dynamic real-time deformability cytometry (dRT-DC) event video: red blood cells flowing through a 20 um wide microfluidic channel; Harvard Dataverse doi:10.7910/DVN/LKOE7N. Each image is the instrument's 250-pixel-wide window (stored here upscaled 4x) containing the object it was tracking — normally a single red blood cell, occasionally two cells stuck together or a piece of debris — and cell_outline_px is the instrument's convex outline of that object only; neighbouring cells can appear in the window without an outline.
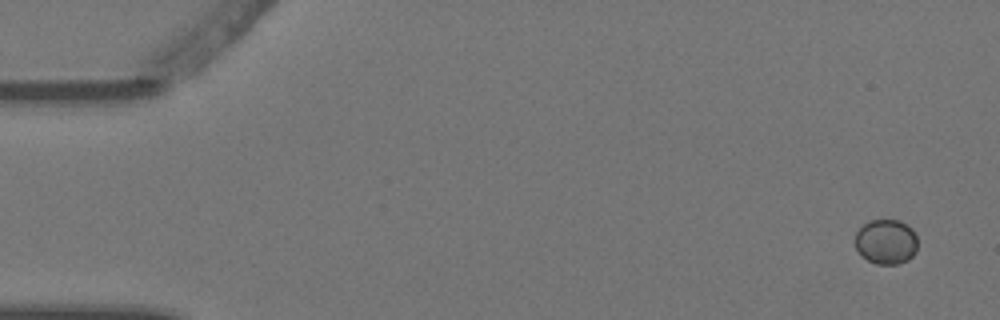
{"species": "Egyptian fruit bat (a non-hibernating species)", "species_latin": "Rousettus aegyptiacus", "temperature_condition": "warm", "stored_images_in_passage": 5, "camera_frame_rate_fps": 3000, "um_per_image_px": 0.085, "animal": {"sex": "female"}, "frame": {"image": 1, "passage_image": 1, "time_ms": 0.0, "image_size_px": [1000, 320], "cell_outline_px": [[916, 252], [908, 260], [896, 264], [876, 264], [860, 256], [856, 248], [856, 232], [864, 224], [872, 220], [900, 220], [912, 228], [916, 236]], "centroid_in_image_um": [75.32, 20.55], "position_along_channel_um": 9.7, "area_um2": 16.36}}
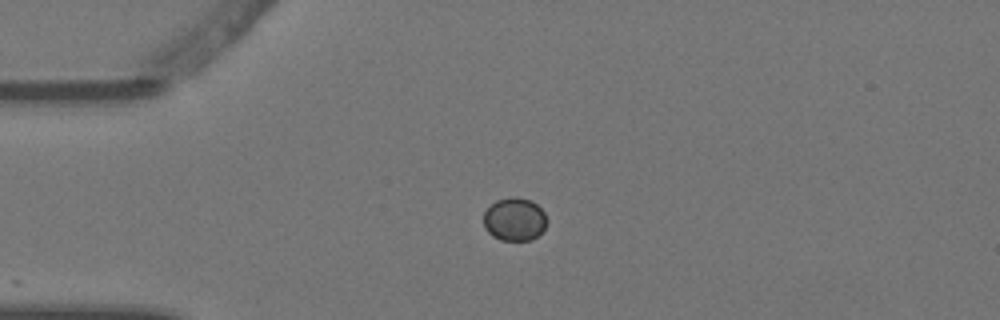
{"frame": {"image": 2, "passage_image": 4, "time_ms": 1.0, "image_size_px": [1000, 320], "cell_outline_px": [[548, 220], [544, 228], [532, 240], [500, 240], [492, 236], [484, 228], [484, 212], [496, 200], [512, 196], [516, 196], [532, 200], [544, 212]], "centroid_in_image_um": [43.73, 18.63], "position_along_channel_um": 41.3, "area_um2": 16.01}}